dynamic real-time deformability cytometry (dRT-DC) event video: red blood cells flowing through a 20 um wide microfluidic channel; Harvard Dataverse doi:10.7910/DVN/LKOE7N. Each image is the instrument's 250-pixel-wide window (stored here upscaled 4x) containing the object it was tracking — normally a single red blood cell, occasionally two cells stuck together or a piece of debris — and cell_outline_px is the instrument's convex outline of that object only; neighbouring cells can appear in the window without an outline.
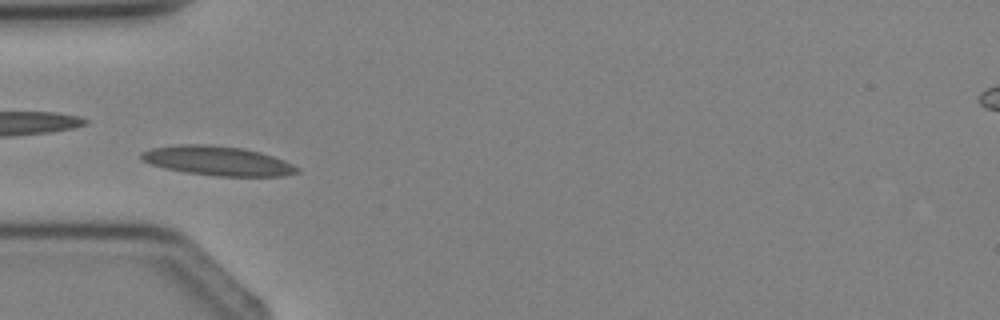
{"species": "Egyptian fruit bat (a non-hibernating species)", "species_latin": "Rousettus aegyptiacus", "temperature_condition": "cold", "stored_images_in_passage": 4, "camera_frame_rate_fps": 3000, "um_per_image_px": 0.085, "animal": {"sex": "female"}, "frame": {"image": 1, "passage_image": 3, "time_ms": 3.333, "image_size_px": [1000, 320], "cell_outline_px": [[300, 172], [284, 176], [216, 176], [184, 172], [164, 168], [140, 160], [140, 152], [152, 148], [180, 144], [208, 144], [244, 148], [260, 152], [284, 160], [300, 168]], "centroid_in_image_um": [18.49, 13.67], "position_along_channel_um": 66.5, "area_um2": 26.82}}
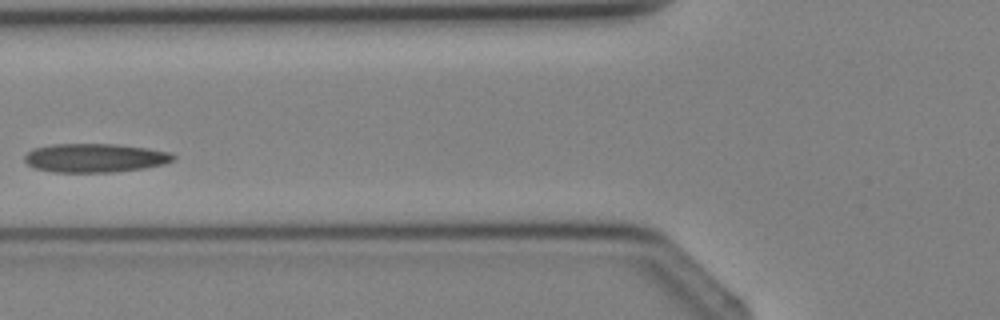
{"frame": {"image": 2, "passage_image": 4, "time_ms": 4.333, "image_size_px": [1000, 320], "cell_outline_px": [[176, 156], [172, 160], [164, 164], [144, 168], [112, 172], [52, 172], [32, 168], [24, 160], [24, 156], [32, 148], [52, 144], [116, 144], [148, 148], [168, 152]], "centroid_in_image_um": [8.02, 13.42], "position_along_channel_um": 117.8, "area_um2": 25.03}}